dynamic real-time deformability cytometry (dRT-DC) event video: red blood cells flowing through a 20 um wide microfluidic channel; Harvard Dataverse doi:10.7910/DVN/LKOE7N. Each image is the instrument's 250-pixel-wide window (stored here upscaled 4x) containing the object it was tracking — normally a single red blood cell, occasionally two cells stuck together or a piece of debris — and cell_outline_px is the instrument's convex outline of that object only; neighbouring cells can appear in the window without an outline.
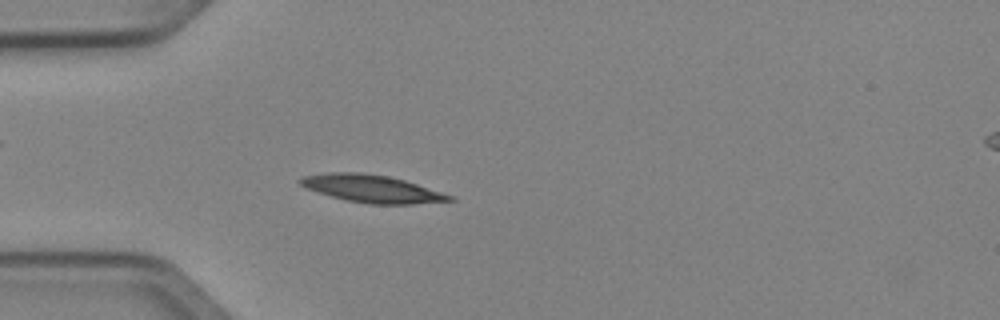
{"species": "Egyptian fruit bat (a non-hibernating species)", "species_latin": "Rousettus aegyptiacus", "temperature_condition": "cold", "stored_images_in_passage": 38, "camera_frame_rate_fps": 3000, "um_per_image_px": 0.085, "animal": {"sex": "female"}, "frame": {"image": 1, "passage_image": 2, "time_ms": 0.333, "image_size_px": [1000, 320], "cell_outline_px": [[456, 200], [412, 204], [368, 204], [348, 200], [332, 196], [308, 188], [300, 184], [296, 180], [304, 176], [328, 172], [360, 172], [388, 176], [404, 180], [452, 196]], "centroid_in_image_um": [31.59, 16.03], "position_along_channel_um": 53.4, "area_um2": 23.52}}
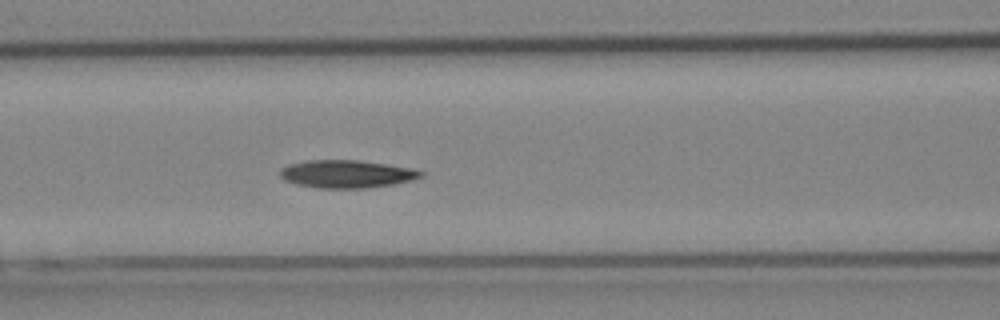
{"frame": {"image": 2, "passage_image": 9, "time_ms": 2.667, "image_size_px": [1000, 320], "cell_outline_px": [[424, 176], [412, 180], [392, 184], [368, 188], [320, 188], [296, 184], [284, 180], [280, 176], [280, 168], [288, 164], [304, 160], [360, 160], [408, 168], [424, 172]], "centroid_in_image_um": [29.41, 14.78], "position_along_channel_um": 137.2, "area_um2": 22.77}}
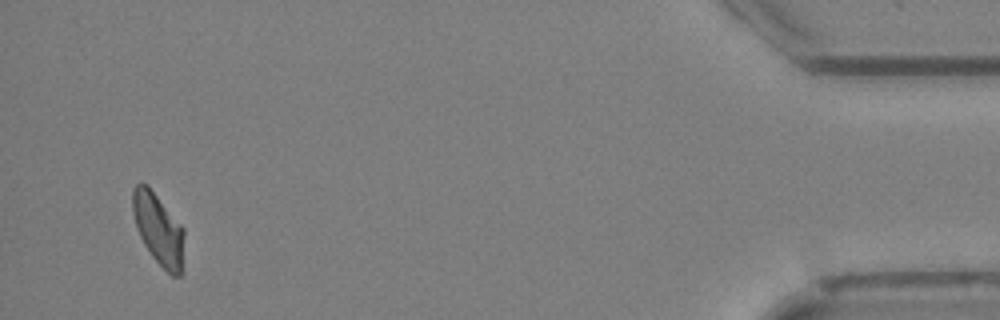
{"frame": {"image": 3, "passage_image": 36, "time_ms": 11.667, "image_size_px": [1000, 320], "cell_outline_px": [[184, 232], [180, 276], [172, 276], [152, 256], [144, 244], [136, 228], [132, 212], [132, 188], [140, 180], [148, 184], [184, 228]], "centroid_in_image_um": [13.42, 19.39], "position_along_channel_um": 421.8, "area_um2": 21.44}}